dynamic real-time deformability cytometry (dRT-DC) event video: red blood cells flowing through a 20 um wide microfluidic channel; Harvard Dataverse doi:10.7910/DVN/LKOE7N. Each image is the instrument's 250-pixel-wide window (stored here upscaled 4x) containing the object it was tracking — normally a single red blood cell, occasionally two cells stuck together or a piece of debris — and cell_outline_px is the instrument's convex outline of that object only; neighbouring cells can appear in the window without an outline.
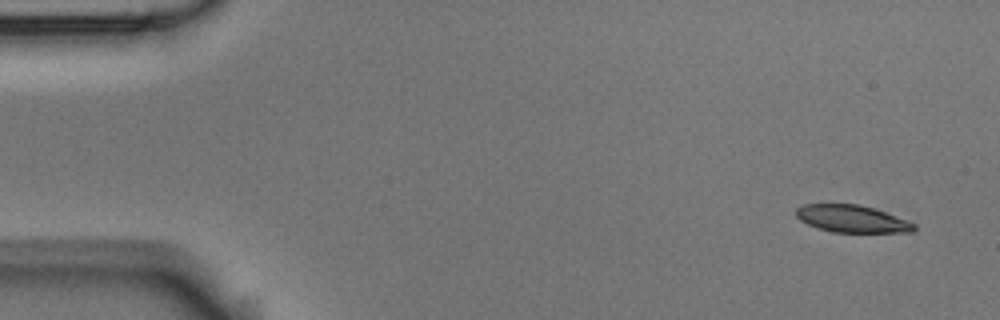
{"species": "Egyptian fruit bat (a non-hibernating species)", "species_latin": "Rousettus aegyptiacus", "temperature_condition": "room temperature", "stored_images_in_passage": 5, "camera_frame_rate_fps": 3000, "um_per_image_px": 0.085, "animal": {"sex": "male"}, "frame": {"image": 1, "passage_image": 1, "time_ms": 0.0, "image_size_px": [1000, 320], "cell_outline_px": [[916, 228], [912, 232], [832, 232], [816, 228], [800, 220], [796, 216], [796, 208], [804, 204], [860, 204], [908, 220], [916, 224]], "centroid_in_image_um": [72.41, 18.6], "position_along_channel_um": 12.6, "area_um2": 18.73}}
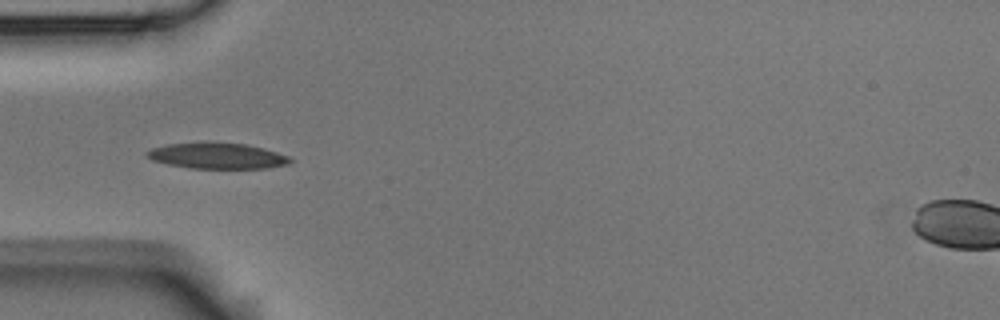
{"frame": {"image": 2, "passage_image": 5, "time_ms": 1.333, "image_size_px": [1000, 320], "cell_outline_px": [[292, 160], [288, 164], [268, 168], [192, 168], [168, 164], [152, 160], [144, 156], [144, 152], [152, 148], [168, 144], [208, 140], [248, 144], [264, 148], [288, 156]], "centroid_in_image_um": [18.42, 13.21], "position_along_channel_um": 66.6, "area_um2": 22.14}}